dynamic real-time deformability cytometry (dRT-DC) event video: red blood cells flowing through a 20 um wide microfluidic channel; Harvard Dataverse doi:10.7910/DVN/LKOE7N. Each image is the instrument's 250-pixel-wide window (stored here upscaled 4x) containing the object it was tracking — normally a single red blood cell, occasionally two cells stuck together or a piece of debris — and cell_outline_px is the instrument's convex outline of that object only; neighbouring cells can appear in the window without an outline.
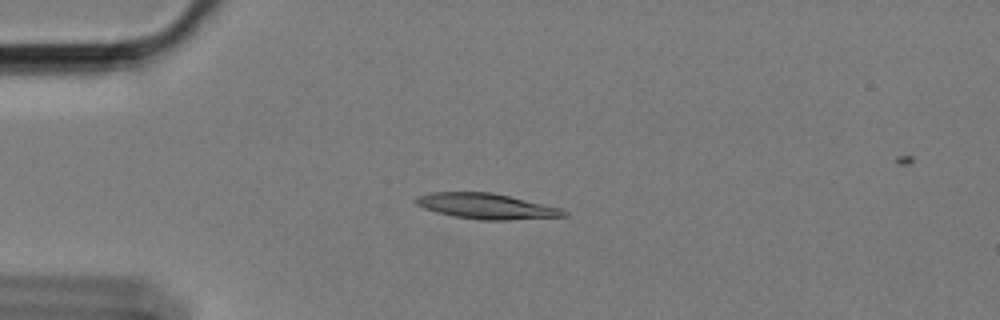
{"species": "Egyptian fruit bat (a non-hibernating species)", "species_latin": "Rousettus aegyptiacus", "temperature_condition": "cold", "stored_images_in_passage": 55, "camera_frame_rate_fps": 3000, "um_per_image_px": 0.085, "animal": {"sex": "female"}, "frame": {"image": 1, "passage_image": 15, "time_ms": 4.667, "image_size_px": [1000, 320], "cell_outline_px": [[568, 216], [508, 220], [480, 220], [452, 216], [436, 212], [424, 208], [416, 204], [412, 200], [416, 196], [432, 192], [492, 192], [560, 208], [568, 212]], "centroid_in_image_um": [41.3, 17.53], "position_along_channel_um": 43.7, "area_um2": 22.02}}
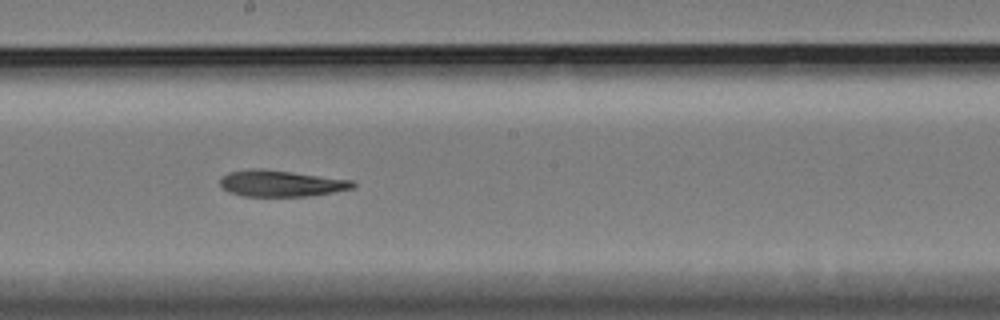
{"frame": {"image": 2, "passage_image": 33, "time_ms": 10.667, "image_size_px": [1000, 320], "cell_outline_px": [[356, 184], [352, 188], [332, 192], [308, 196], [244, 196], [228, 192], [220, 184], [220, 180], [228, 172], [256, 168], [292, 172], [352, 180]], "centroid_in_image_um": [23.87, 15.59], "position_along_channel_um": 224.3, "area_um2": 20.06}}
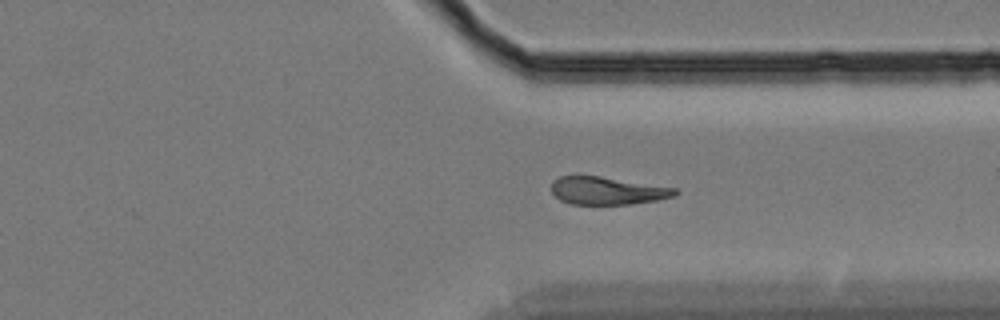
{"frame": {"image": 3, "passage_image": 45, "time_ms": 14.667, "image_size_px": [1000, 320], "cell_outline_px": [[680, 192], [676, 196], [660, 200], [632, 204], [568, 204], [560, 200], [552, 192], [552, 180], [560, 176], [600, 176], [676, 188]], "centroid_in_image_um": [51.66, 16.22], "position_along_channel_um": 359.7, "area_um2": 20.11}}